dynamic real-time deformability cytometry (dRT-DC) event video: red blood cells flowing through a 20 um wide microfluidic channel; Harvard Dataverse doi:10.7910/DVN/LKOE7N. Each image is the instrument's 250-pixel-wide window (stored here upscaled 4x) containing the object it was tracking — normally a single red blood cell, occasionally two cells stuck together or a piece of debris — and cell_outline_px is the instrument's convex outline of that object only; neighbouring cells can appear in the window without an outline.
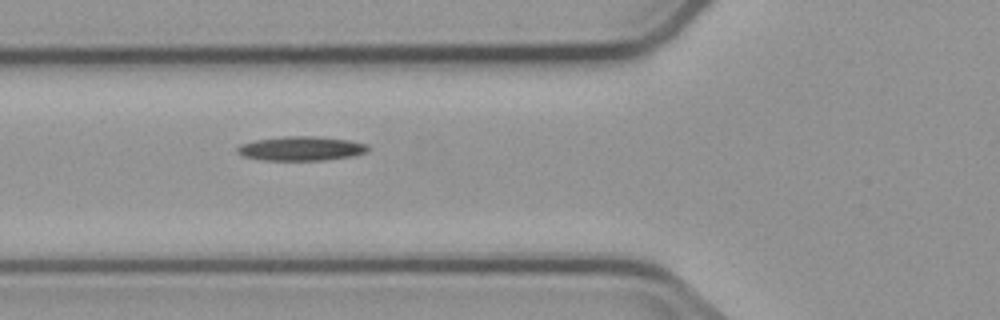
{"species": "common noctule bat (a hibernating species)", "species_latin": "Nyctalus noctula", "temperature_condition": "cold", "stored_images_in_passage": 4, "camera_frame_rate_fps": 3000, "um_per_image_px": 0.085, "animal": {"sex": "male", "body_mass_g": 23.1, "forearm_length_mm": 52.7}, "frame": {"image": 1, "passage_image": 4, "time_ms": 3.667, "image_size_px": [1000, 320], "cell_outline_px": [[368, 148], [364, 152], [352, 156], [324, 160], [264, 160], [244, 156], [236, 152], [236, 148], [240, 144], [256, 140], [284, 136], [312, 136], [348, 140], [368, 144]], "centroid_in_image_um": [25.56, 12.62], "position_along_channel_um": 100.2, "area_um2": 18.26}}